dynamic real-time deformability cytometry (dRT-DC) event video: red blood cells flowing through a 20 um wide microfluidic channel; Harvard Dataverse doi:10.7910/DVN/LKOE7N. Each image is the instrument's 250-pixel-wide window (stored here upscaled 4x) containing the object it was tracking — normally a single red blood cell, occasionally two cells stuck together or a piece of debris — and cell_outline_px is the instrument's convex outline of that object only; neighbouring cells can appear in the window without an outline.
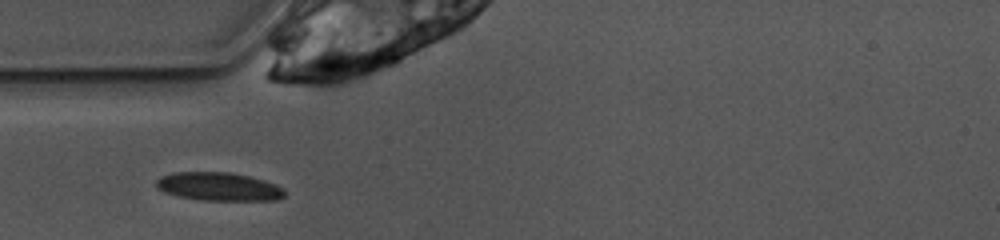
{"species": "common noctule bat (a hibernating species)", "species_latin": "Nyctalus noctula", "temperature_condition": "warm", "stored_images_in_passage": 26, "camera_frame_rate_fps": 3000, "um_per_image_px": 0.085, "animal": {"sex": "female", "body_mass_g": 10.0, "forearm_length_mm": 53.1}, "frame": {"image": 1, "passage_image": 1, "time_ms": 0.0, "image_size_px": [1000, 240], "cell_outline_px": [[284, 196], [276, 200], [204, 200], [176, 196], [164, 192], [156, 188], [156, 180], [160, 176], [172, 172], [228, 172], [248, 176], [264, 180], [284, 188]], "centroid_in_image_um": [18.54, 15.86], "position_along_channel_um": 66.5, "area_um2": 21.21}}
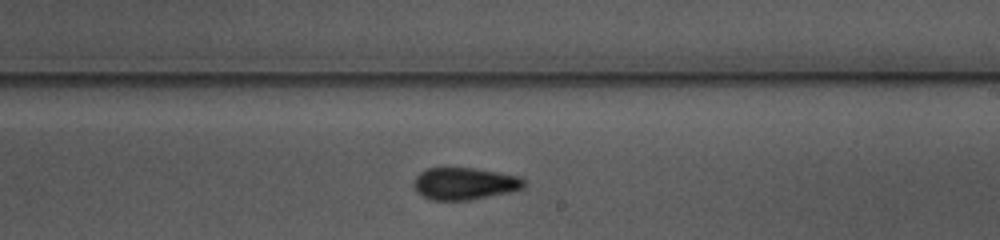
{"frame": {"image": 2, "passage_image": 15, "time_ms": 4.667, "image_size_px": [1000, 240], "cell_outline_px": [[524, 188], [512, 192], [468, 200], [432, 200], [416, 192], [412, 184], [416, 176], [420, 172], [428, 168], [472, 168], [520, 176], [524, 180]], "centroid_in_image_um": [39.48, 15.61], "position_along_channel_um": 249.5, "area_um2": 20.63}}
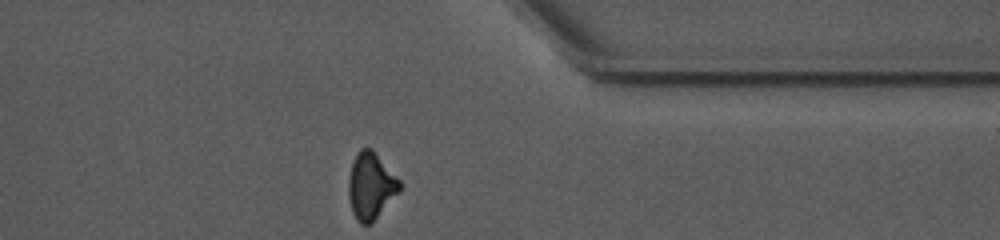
{"frame": {"image": 3, "passage_image": 26, "time_ms": 8.333, "image_size_px": [1000, 240], "cell_outline_px": [[400, 192], [372, 224], [360, 224], [356, 220], [352, 212], [348, 196], [348, 180], [352, 164], [360, 148], [372, 148], [400, 180]], "centroid_in_image_um": [31.53, 15.84], "position_along_channel_um": 379.9, "area_um2": 20.06}}